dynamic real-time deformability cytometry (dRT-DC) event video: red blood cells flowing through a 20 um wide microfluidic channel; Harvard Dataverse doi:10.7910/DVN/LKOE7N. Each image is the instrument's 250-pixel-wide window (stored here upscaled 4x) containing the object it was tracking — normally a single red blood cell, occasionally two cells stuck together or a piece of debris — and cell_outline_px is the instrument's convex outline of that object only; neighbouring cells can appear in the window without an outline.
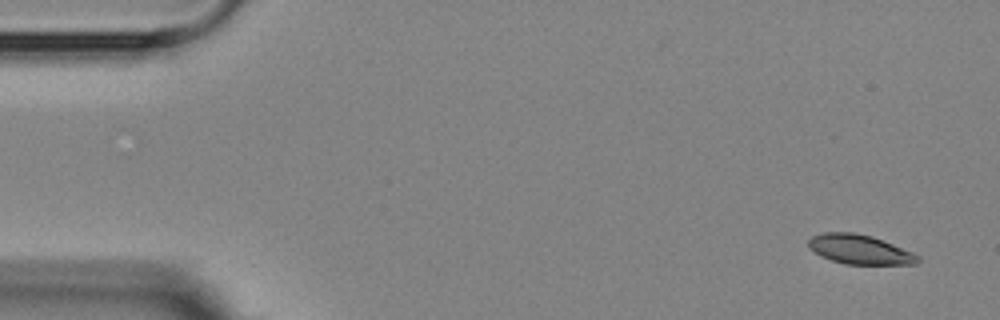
{"species": "Egyptian fruit bat (a non-hibernating species)", "species_latin": "Rousettus aegyptiacus", "temperature_condition": "room temperature", "stored_images_in_passage": 4, "camera_frame_rate_fps": 3000, "um_per_image_px": 0.085, "animal": {"sex": "female"}, "frame": {"image": 1, "passage_image": 1, "time_ms": 0.0, "image_size_px": [1000, 320], "cell_outline_px": [[920, 260], [916, 264], [844, 264], [820, 256], [808, 248], [808, 240], [812, 236], [824, 232], [852, 232], [872, 236], [912, 252]], "centroid_in_image_um": [73.01, 21.2], "position_along_channel_um": 12.0, "area_um2": 18.61}}
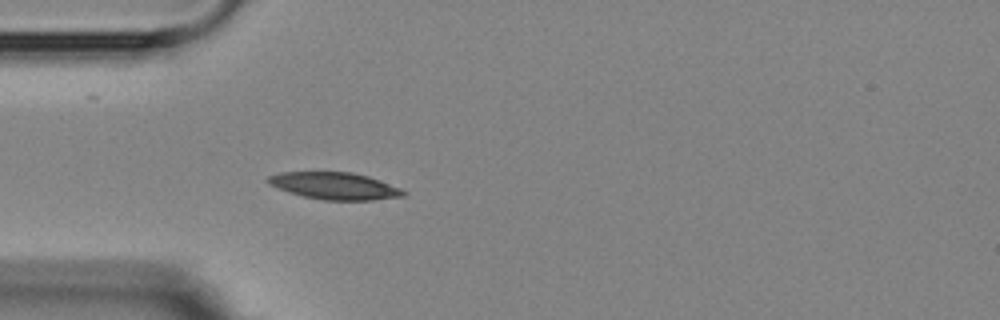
{"frame": {"image": 2, "passage_image": 4, "time_ms": 4.333, "image_size_px": [1000, 320], "cell_outline_px": [[408, 192], [404, 196], [372, 200], [324, 200], [304, 196], [288, 192], [268, 184], [264, 180], [268, 176], [280, 172], [352, 172], [368, 176], [380, 180], [400, 188]], "centroid_in_image_um": [28.43, 15.8], "position_along_channel_um": 56.6, "area_um2": 21.39}}